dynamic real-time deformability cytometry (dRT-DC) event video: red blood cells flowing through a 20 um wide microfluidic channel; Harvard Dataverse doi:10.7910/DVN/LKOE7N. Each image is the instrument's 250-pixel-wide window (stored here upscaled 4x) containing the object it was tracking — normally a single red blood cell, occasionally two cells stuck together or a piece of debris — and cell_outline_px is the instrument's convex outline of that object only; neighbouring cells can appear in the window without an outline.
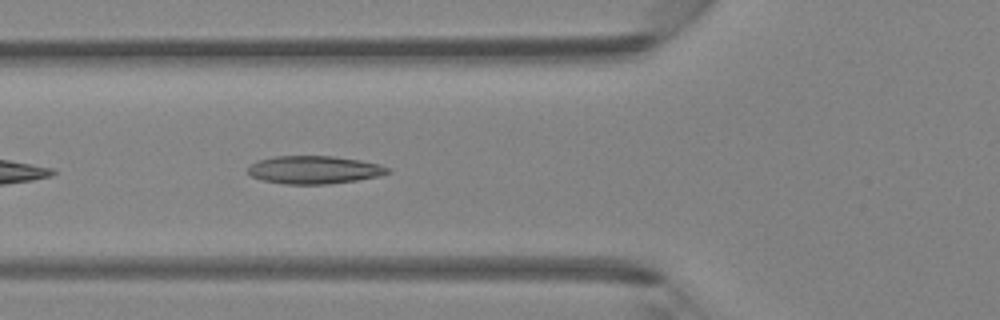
{"species": "Egyptian fruit bat (a non-hibernating species)", "species_latin": "Rousettus aegyptiacus", "temperature_condition": "room temperature", "stored_images_in_passage": 32, "camera_frame_rate_fps": 3000, "um_per_image_px": 0.085, "animal": {"sex": "female"}, "frame": {"image": 1, "passage_image": 4, "time_ms": 1.0, "image_size_px": [1000, 320], "cell_outline_px": [[392, 172], [380, 176], [356, 180], [328, 184], [284, 184], [264, 180], [252, 176], [248, 172], [248, 168], [256, 160], [276, 156], [332, 156], [360, 160], [380, 164], [392, 168]], "centroid_in_image_um": [26.76, 14.43], "position_along_channel_um": 99.0, "area_um2": 22.83}}
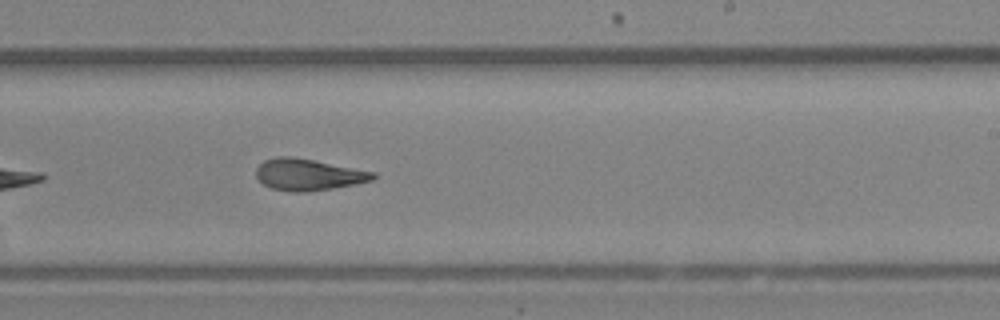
{"frame": {"image": 2, "passage_image": 15, "time_ms": 4.667, "image_size_px": [1000, 320], "cell_outline_px": [[376, 176], [372, 180], [356, 184], [308, 192], [292, 192], [272, 188], [264, 184], [256, 176], [256, 168], [264, 160], [276, 156], [288, 156], [312, 160], [376, 172]], "centroid_in_image_um": [26.2, 14.84], "position_along_channel_um": 262.8, "area_um2": 21.33}}
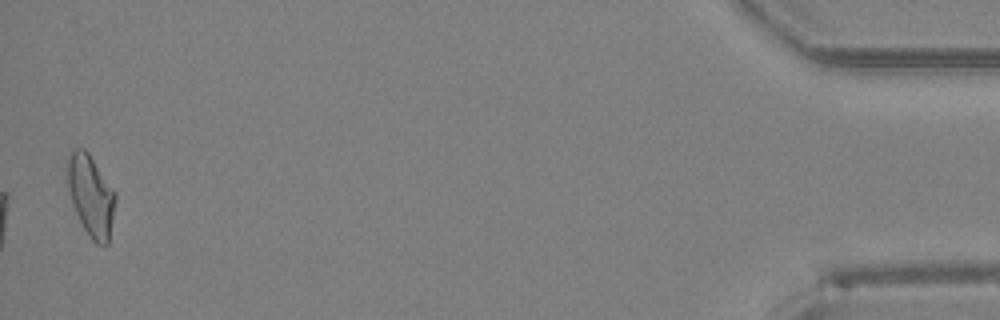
{"frame": {"image": 3, "passage_image": 32, "time_ms": 10.333, "image_size_px": [1000, 320], "cell_outline_px": [[116, 200], [108, 244], [104, 248], [96, 244], [88, 236], [72, 204], [68, 188], [68, 152], [72, 148], [84, 148], [88, 152], [116, 192]], "centroid_in_image_um": [7.74, 16.64], "position_along_channel_um": 427.5, "area_um2": 22.83}}